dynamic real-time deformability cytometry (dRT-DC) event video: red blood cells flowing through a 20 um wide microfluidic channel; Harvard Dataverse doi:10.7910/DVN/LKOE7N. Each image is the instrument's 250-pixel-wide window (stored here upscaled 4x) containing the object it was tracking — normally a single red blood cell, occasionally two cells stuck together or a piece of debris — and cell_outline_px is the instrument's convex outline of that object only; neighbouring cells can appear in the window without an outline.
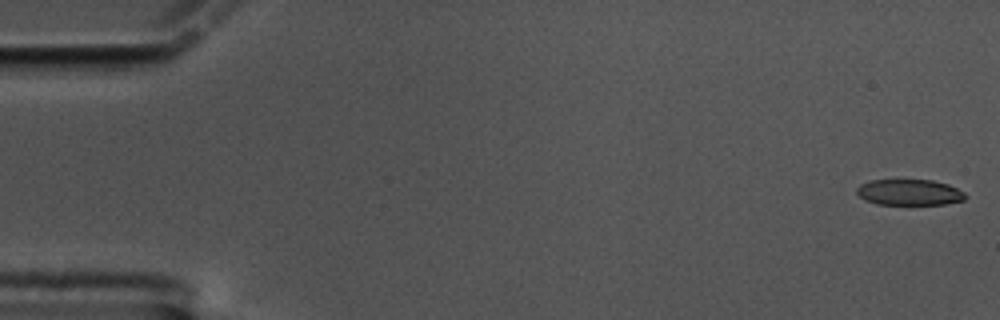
{"species": "common noctule bat (a hibernating species)", "species_latin": "Nyctalus noctula", "temperature_condition": "cold", "stored_images_in_passage": 59, "camera_frame_rate_fps": 3000, "um_per_image_px": 0.085, "animal": {"sex": "male", "body_mass_g": 17.5, "forearm_length_mm": 52.3}, "frame": {"image": 1, "passage_image": 1, "time_ms": 0.0, "image_size_px": [1000, 320], "cell_outline_px": [[964, 200], [944, 204], [876, 204], [864, 200], [856, 192], [856, 188], [860, 184], [872, 180], [932, 180], [948, 184], [964, 192]], "centroid_in_image_um": [77.26, 16.34], "position_along_channel_um": 7.7, "area_um2": 16.3}}
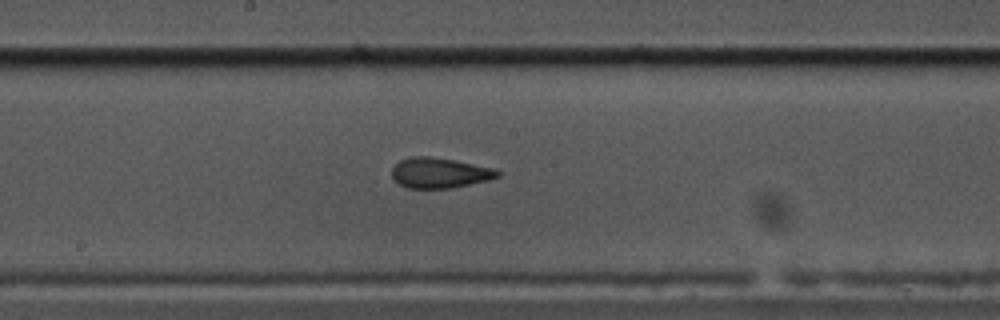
{"frame": {"image": 2, "passage_image": 31, "time_ms": 10.0, "image_size_px": [1000, 320], "cell_outline_px": [[500, 176], [488, 180], [452, 188], [408, 188], [400, 184], [392, 176], [392, 168], [400, 160], [412, 156], [428, 156], [452, 160], [496, 168], [500, 172]], "centroid_in_image_um": [37.38, 14.69], "position_along_channel_um": 210.8, "area_um2": 18.55}}
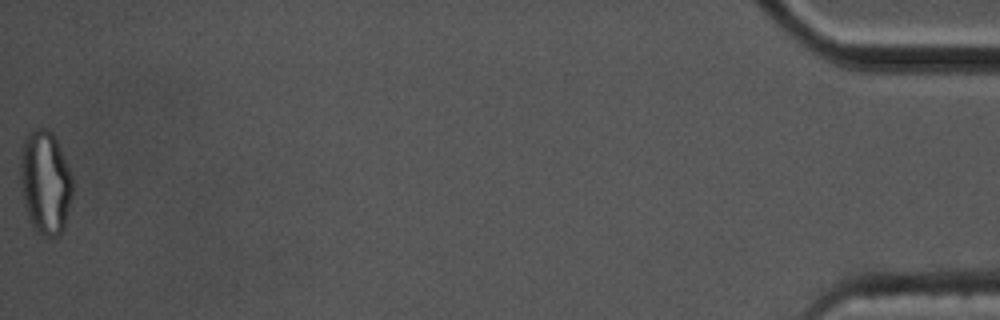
{"frame": {"image": 3, "passage_image": 59, "time_ms": 19.333, "image_size_px": [1000, 320], "cell_outline_px": [[72, 196], [64, 228], [56, 236], [44, 236], [36, 232], [28, 216], [24, 204], [20, 184], [20, 156], [24, 140], [28, 132], [32, 128], [48, 128], [52, 132], [60, 148], [72, 176]], "centroid_in_image_um": [3.83, 15.48], "position_along_channel_um": 431.4, "area_um2": 31.62}, "authors_computed_cell_mechanics": {"area_um2": 18.8428, "velocity_mm_per_s": 3.4213, "shape_relaxation_time_tau1_ms": null, "shape_relaxation_time_tau2_ms": 2.2, "deformation_change_tau1": null, "deformation_change_tau2": 0.0861}}